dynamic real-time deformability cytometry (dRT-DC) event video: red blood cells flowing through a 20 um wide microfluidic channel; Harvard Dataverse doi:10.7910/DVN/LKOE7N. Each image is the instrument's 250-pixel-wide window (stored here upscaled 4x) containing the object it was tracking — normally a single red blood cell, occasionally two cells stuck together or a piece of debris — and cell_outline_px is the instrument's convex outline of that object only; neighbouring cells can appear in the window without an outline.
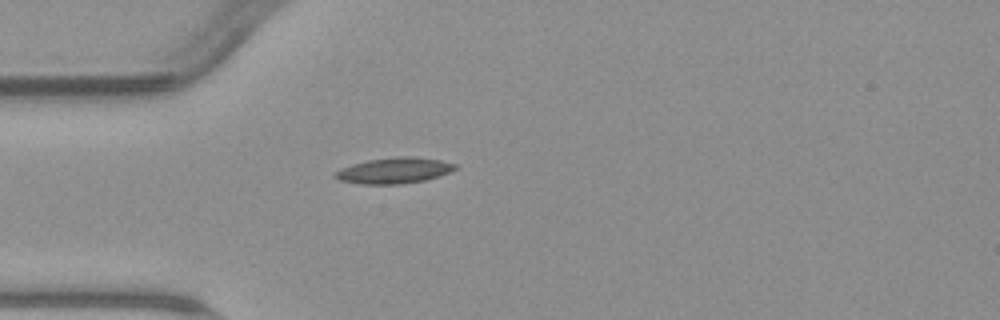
{"species": "common noctule bat (a hibernating species)", "species_latin": "Nyctalus noctula", "temperature_condition": "warm", "stored_images_in_passage": 1, "camera_frame_rate_fps": 3000, "um_per_image_px": 0.085, "animal": {"sex": "male", "body_mass_g": 23.1, "forearm_length_mm": 52.7}, "frame": {"image": 1, "passage_image": 1, "time_ms": 0.0, "image_size_px": [1000, 320], "cell_outline_px": [[456, 168], [448, 172], [424, 180], [400, 184], [360, 184], [340, 180], [332, 176], [336, 172], [352, 164], [368, 160], [396, 156], [416, 156], [440, 160], [456, 164]], "centroid_in_image_um": [33.49, 14.48], "position_along_channel_um": 51.5, "area_um2": 17.86}}